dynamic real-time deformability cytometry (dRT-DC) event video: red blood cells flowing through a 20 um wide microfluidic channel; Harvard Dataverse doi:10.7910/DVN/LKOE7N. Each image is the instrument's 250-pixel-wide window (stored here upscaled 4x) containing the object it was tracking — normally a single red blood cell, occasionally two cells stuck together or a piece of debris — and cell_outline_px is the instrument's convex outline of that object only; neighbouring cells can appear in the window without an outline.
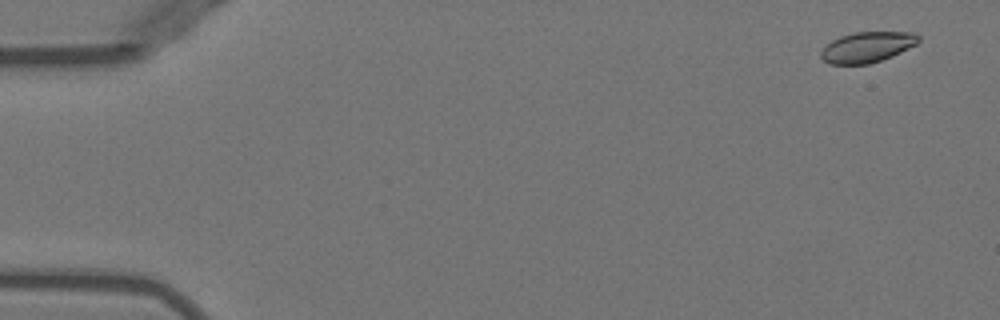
{"species": "Egyptian fruit bat (a non-hibernating species)", "species_latin": "Rousettus aegyptiacus", "temperature_condition": "warm", "stored_images_in_passage": 7, "camera_frame_rate_fps": 3000, "um_per_image_px": 0.085, "animal": {"sex": "female"}, "frame": {"image": 1, "passage_image": 3, "time_ms": 0.667, "image_size_px": [1000, 320], "cell_outline_px": [[920, 40], [916, 44], [892, 56], [868, 64], [828, 64], [820, 56], [820, 52], [832, 40], [840, 36], [856, 32], [912, 32], [920, 36]], "centroid_in_image_um": [73.71, 4.0], "position_along_channel_um": 11.3, "area_um2": 17.22}}